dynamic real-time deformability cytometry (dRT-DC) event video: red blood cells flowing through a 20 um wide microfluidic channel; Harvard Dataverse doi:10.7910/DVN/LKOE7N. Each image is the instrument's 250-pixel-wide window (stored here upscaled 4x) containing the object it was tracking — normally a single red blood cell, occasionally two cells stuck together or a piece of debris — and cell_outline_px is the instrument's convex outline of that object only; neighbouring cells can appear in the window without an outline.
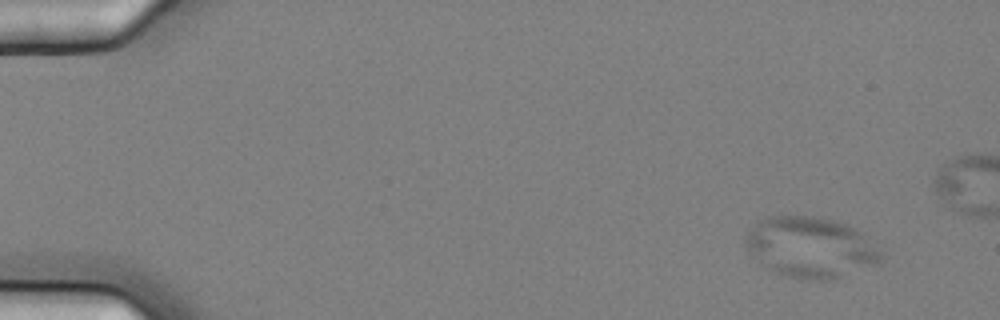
{"species": "common noctule bat (a hibernating species)", "species_latin": "Nyctalus noctula", "temperature_condition": "cold", "stored_images_in_passage": 7, "camera_frame_rate_fps": 3000, "um_per_image_px": 0.085, "animal": {"sex": "female", "body_mass_g": 25.1}, "frame": {"image": 1, "passage_image": 2, "time_ms": 0.333, "image_size_px": [1000, 320], "cell_outline_px": [[884, 256], [880, 264], [836, 280], [808, 280], [788, 276], [776, 272], [760, 264], [752, 256], [744, 240], [748, 232], [760, 220], [768, 216], [812, 216], [832, 220], [848, 224], [860, 232]], "centroid_in_image_um": [68.93, 21.05], "position_along_channel_um": 16.1, "area_um2": 47.97}}